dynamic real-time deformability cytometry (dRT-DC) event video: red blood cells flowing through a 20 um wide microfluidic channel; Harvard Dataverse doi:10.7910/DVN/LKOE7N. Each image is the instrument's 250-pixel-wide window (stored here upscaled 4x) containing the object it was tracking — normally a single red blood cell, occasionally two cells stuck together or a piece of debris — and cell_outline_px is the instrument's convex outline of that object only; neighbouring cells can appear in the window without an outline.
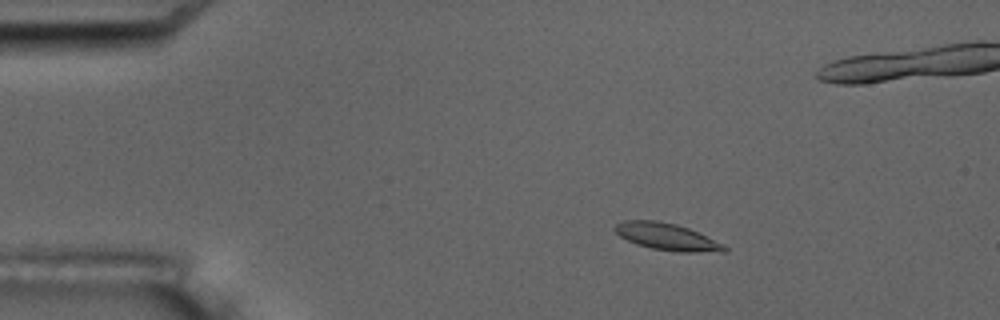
{"species": "common noctule bat (a hibernating species)", "species_latin": "Nyctalus noctula", "temperature_condition": "room temperature", "stored_images_in_passage": 4, "camera_frame_rate_fps": 3000, "um_per_image_px": 0.085, "animal": {"sex": "male", "body_mass_g": 17.5, "forearm_length_mm": 52.3}, "frame": {"image": 1, "passage_image": 2, "time_ms": 1.0, "image_size_px": [1000, 320], "cell_outline_px": [[728, 252], [680, 252], [652, 248], [636, 244], [620, 236], [612, 228], [616, 224], [624, 220], [656, 220], [676, 224], [688, 228], [724, 244], [728, 248]], "centroid_in_image_um": [56.7, 20.12], "position_along_channel_um": 28.3, "area_um2": 17.17}}